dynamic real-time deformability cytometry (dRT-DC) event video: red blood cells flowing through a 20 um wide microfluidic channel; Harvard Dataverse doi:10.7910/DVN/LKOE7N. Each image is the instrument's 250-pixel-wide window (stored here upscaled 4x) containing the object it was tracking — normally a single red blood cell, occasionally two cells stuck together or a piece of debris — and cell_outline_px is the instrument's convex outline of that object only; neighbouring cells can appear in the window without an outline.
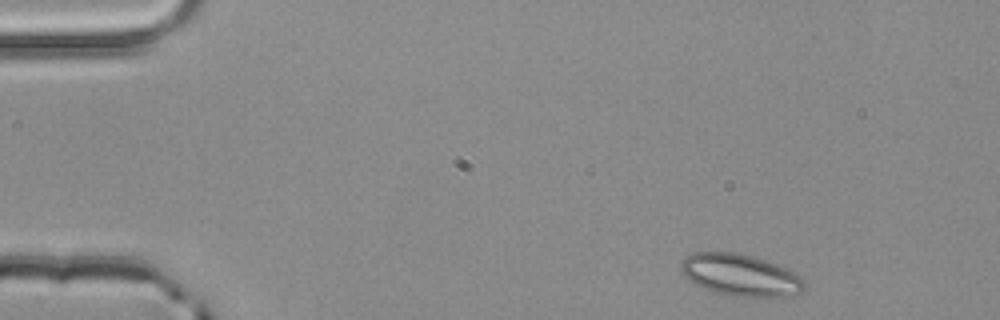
{"species": "common noctule bat (a hibernating species)", "species_latin": "Nyctalus noctula", "temperature_condition": "room temperature", "stored_images_in_passage": 3, "camera_frame_rate_fps": 3000, "um_per_image_px": 0.085, "animal": {"sex": "male", "body_mass_g": 20.4}, "frame": {"image": 1, "passage_image": 1, "time_ms": 0.0, "image_size_px": [1000, 320], "cell_outline_px": [[804, 288], [800, 292], [788, 296], [736, 296], [712, 292], [688, 280], [680, 272], [680, 260], [684, 256], [692, 252], [736, 252], [768, 260], [800, 276], [804, 280]], "centroid_in_image_um": [62.86, 23.36], "position_along_channel_um": 22.1, "area_um2": 30.17}}